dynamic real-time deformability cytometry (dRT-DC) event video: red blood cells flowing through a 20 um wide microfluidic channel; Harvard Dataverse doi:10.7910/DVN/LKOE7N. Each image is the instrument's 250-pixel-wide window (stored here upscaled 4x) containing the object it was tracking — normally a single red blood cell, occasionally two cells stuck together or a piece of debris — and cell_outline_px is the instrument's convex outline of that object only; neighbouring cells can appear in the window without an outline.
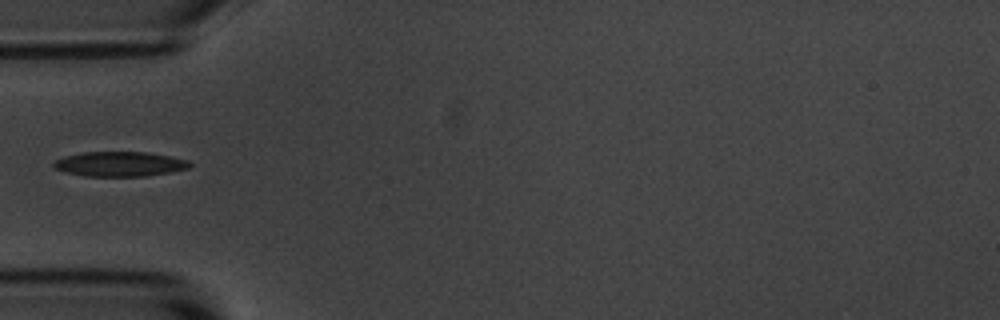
{"species": "common noctule bat (a hibernating species)", "species_latin": "Nyctalus noctula", "temperature_condition": "room temperature", "stored_images_in_passage": 2, "camera_frame_rate_fps": 3000, "um_per_image_px": 0.085, "animal": {"sex": "male", "body_mass_g": 20.1, "forearm_length_mm": 53.5}, "frame": {"image": 1, "passage_image": 2, "time_ms": 2.0, "image_size_px": [1000, 320], "cell_outline_px": [[192, 164], [188, 168], [172, 172], [148, 176], [84, 176], [64, 172], [52, 168], [52, 164], [56, 160], [64, 156], [84, 152], [144, 152], [168, 156], [188, 160]], "centroid_in_image_um": [10.14, 13.95], "position_along_channel_um": 74.9, "area_um2": 19.71}}